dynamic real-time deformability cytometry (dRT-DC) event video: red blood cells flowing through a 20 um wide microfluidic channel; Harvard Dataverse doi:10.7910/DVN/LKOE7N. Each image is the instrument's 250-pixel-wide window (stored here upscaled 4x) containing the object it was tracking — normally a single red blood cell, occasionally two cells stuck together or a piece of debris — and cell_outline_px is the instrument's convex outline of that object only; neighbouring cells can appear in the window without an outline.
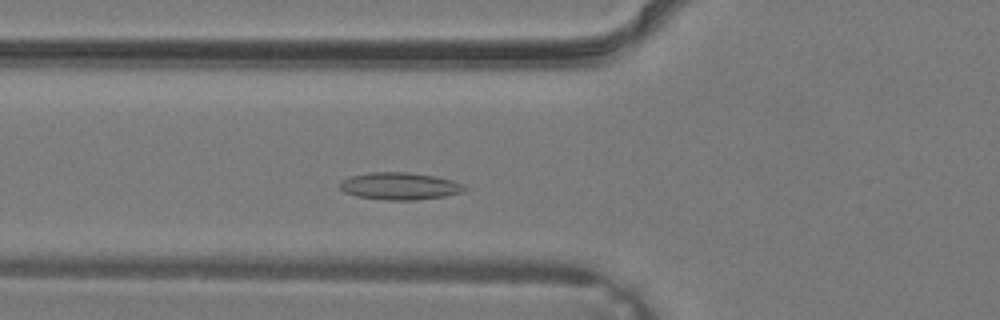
{"species": "common noctule bat (a hibernating species)", "species_latin": "Nyctalus noctula", "temperature_condition": "warm", "stored_images_in_passage": 32, "camera_frame_rate_fps": 3000, "um_per_image_px": 0.085, "animal": {"sex": "male", "body_mass_g": 19.2, "forearm_length_mm": 51.8}, "frame": {"image": 1, "passage_image": 8, "time_ms": 2.333, "image_size_px": [1000, 320], "cell_outline_px": [[468, 188], [464, 192], [444, 196], [416, 200], [384, 200], [356, 196], [344, 192], [340, 188], [340, 180], [352, 176], [372, 172], [408, 172], [436, 176], [452, 180], [464, 184]], "centroid_in_image_um": [34.0, 15.82], "position_along_channel_um": 91.8, "area_um2": 19.94}}
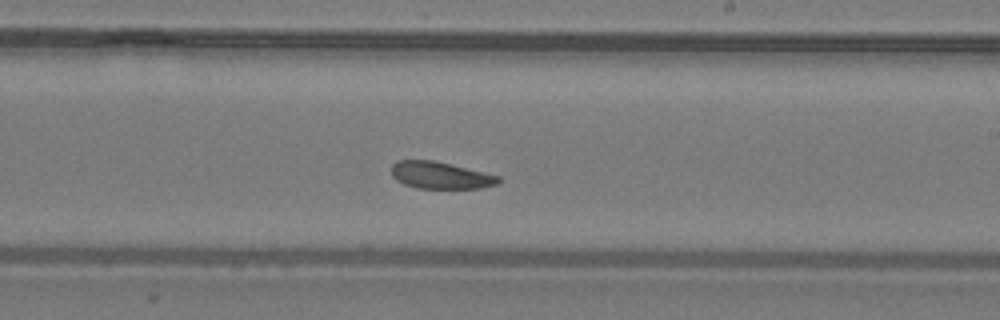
{"frame": {"image": 2, "passage_image": 17, "time_ms": 5.333, "image_size_px": [1000, 320], "cell_outline_px": [[500, 180], [496, 184], [480, 188], [416, 188], [404, 184], [396, 180], [392, 176], [392, 164], [396, 160], [432, 160], [500, 176]], "centroid_in_image_um": [37.39, 14.9], "position_along_channel_um": 251.6, "area_um2": 16.65}}
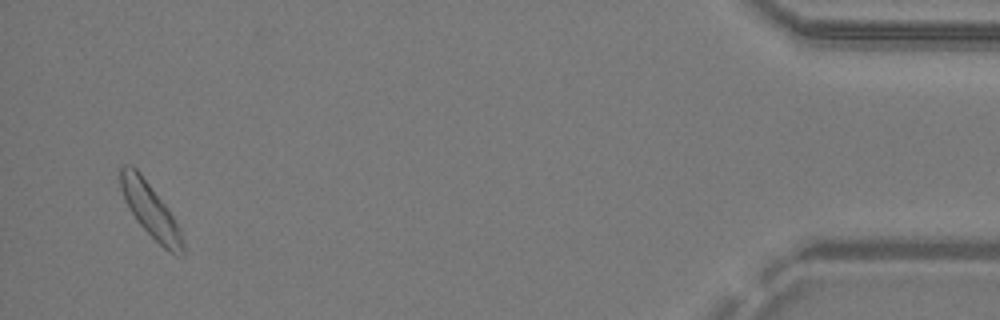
{"frame": {"image": 3, "passage_image": 31, "time_ms": 10.0, "image_size_px": [1000, 320], "cell_outline_px": [[184, 256], [168, 252], [136, 220], [124, 200], [120, 188], [120, 168], [124, 164], [132, 164], [140, 172], [168, 208], [180, 228], [184, 244]], "centroid_in_image_um": [12.78, 17.85], "position_along_channel_um": 422.4, "area_um2": 19.59}}